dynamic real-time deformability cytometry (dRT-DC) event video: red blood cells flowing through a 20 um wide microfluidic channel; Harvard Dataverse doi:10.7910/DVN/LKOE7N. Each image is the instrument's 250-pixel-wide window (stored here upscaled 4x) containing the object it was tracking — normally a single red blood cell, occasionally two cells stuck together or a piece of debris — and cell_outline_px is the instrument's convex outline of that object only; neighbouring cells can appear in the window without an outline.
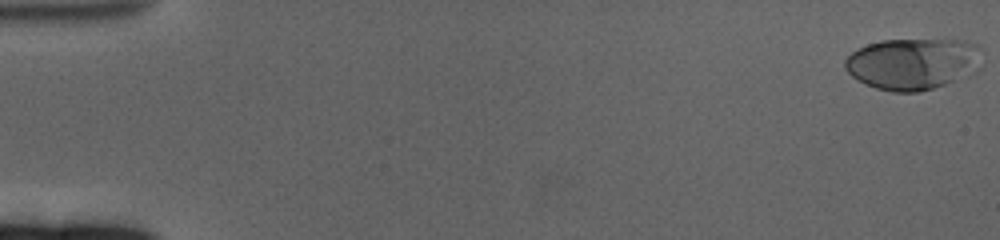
{"species": "human", "species_latin": "Homo sapiens", "temperature_condition": "cold", "stored_images_in_passage": 63, "camera_frame_rate_fps": 3000, "um_per_image_px": 0.085, "donor": {"sex": "female"}, "frame": {"image": 1, "passage_image": 1, "time_ms": 0.0, "image_size_px": [1000, 240], "cell_outline_px": [[984, 48], [980, 68], [976, 72], [944, 84], [920, 92], [892, 92], [876, 88], [852, 76], [844, 68], [844, 60], [856, 48], [880, 40], [964, 40], [976, 44]], "centroid_in_image_um": [77.64, 5.4], "position_along_channel_um": 7.4, "area_um2": 41.5}}
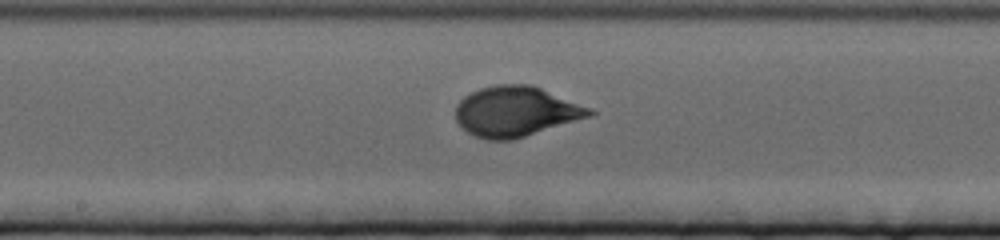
{"frame": {"image": 2, "passage_image": 34, "time_ms": 11.0, "image_size_px": [1000, 240], "cell_outline_px": [[596, 112], [592, 116], [512, 140], [484, 140], [468, 132], [456, 120], [456, 104], [464, 96], [480, 88], [496, 84], [532, 84], [592, 108]], "centroid_in_image_um": [43.87, 9.47], "position_along_channel_um": 204.3, "area_um2": 39.25}}
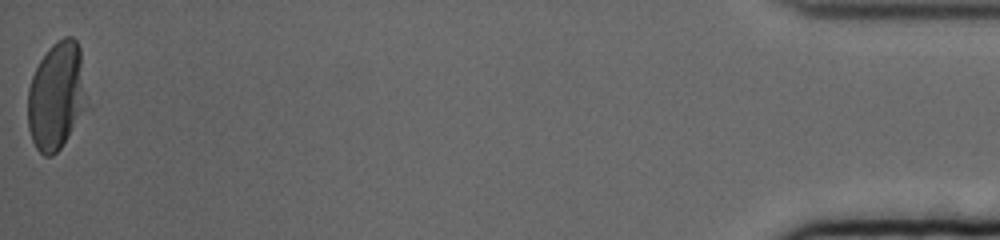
{"frame": {"image": 3, "passage_image": 63, "time_ms": 20.667, "image_size_px": [1000, 240], "cell_outline_px": [[80, 112], [68, 136], [60, 148], [52, 156], [44, 156], [36, 148], [32, 140], [28, 128], [28, 88], [32, 76], [40, 60], [48, 48], [52, 44], [64, 36], [72, 36], [76, 40], [80, 48]], "centroid_in_image_um": [4.66, 8.15], "position_along_channel_um": 430.5, "area_um2": 34.91}, "authors_computed_cell_mechanics": {"area_um2": 36.8186, "velocity_mm_per_s": 3.2536, "shape_relaxation_time_tau1_ms": 4.1228, "shape_relaxation_time_tau2_ms": null, "deformation_change_tau1": 0.1717, "deformation_change_tau2": null}}